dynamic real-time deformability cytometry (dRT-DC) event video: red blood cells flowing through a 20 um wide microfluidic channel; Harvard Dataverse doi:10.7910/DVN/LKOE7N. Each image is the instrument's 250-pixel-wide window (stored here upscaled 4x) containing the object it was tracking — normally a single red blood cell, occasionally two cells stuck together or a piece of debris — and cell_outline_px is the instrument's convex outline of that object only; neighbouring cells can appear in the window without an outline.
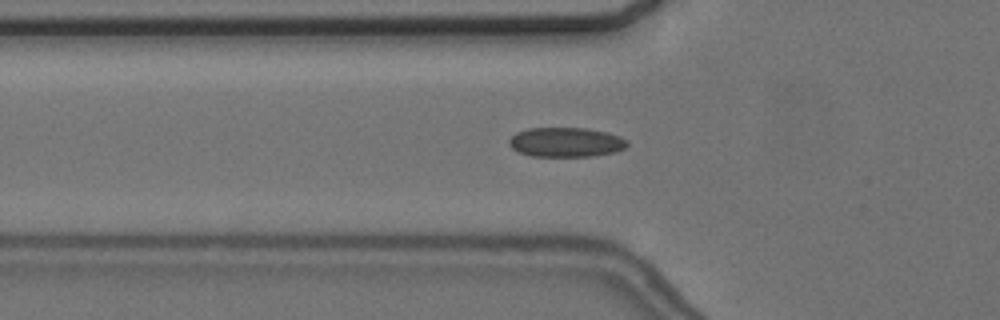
{"species": "common noctule bat (a hibernating species)", "species_latin": "Nyctalus noctula", "temperature_condition": "cold", "stored_images_in_passage": 56, "camera_frame_rate_fps": 3000, "um_per_image_px": 0.085, "animal": {"sex": "female", "body_mass_g": 24.6, "forearm_length_mm": 56.2}, "frame": {"image": 1, "passage_image": 19, "time_ms": 6.0, "image_size_px": [1000, 320], "cell_outline_px": [[628, 144], [624, 148], [616, 152], [592, 156], [532, 156], [516, 152], [508, 144], [508, 140], [516, 132], [528, 128], [588, 128], [608, 132], [620, 136], [628, 140]], "centroid_in_image_um": [48.1, 12.08], "position_along_channel_um": 77.7, "area_um2": 20.58}}
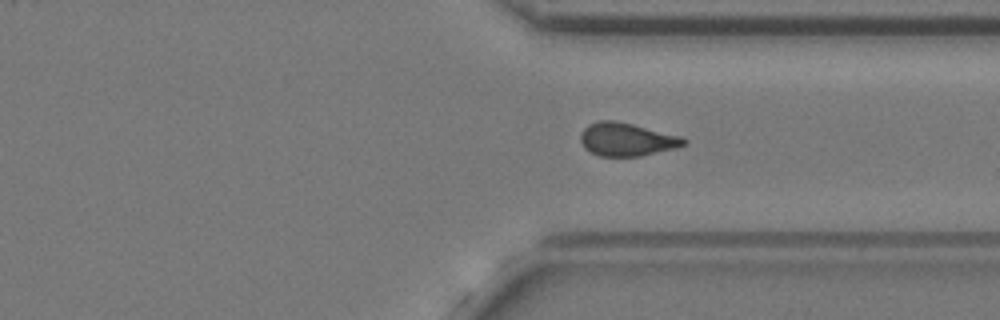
{"frame": {"image": 2, "passage_image": 42, "time_ms": 13.667, "image_size_px": [1000, 320], "cell_outline_px": [[688, 140], [684, 144], [676, 148], [640, 156], [600, 156], [584, 148], [580, 140], [580, 136], [584, 128], [588, 124], [600, 120], [616, 120], [680, 136]], "centroid_in_image_um": [53.25, 11.84], "position_along_channel_um": 358.2, "area_um2": 19.83}}
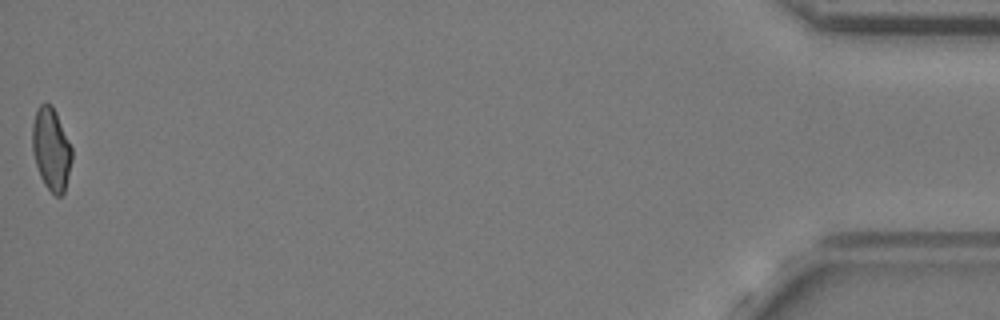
{"frame": {"image": 3, "passage_image": 56, "time_ms": 18.333, "image_size_px": [1000, 320], "cell_outline_px": [[72, 160], [64, 192], [60, 196], [56, 196], [44, 184], [40, 176], [32, 152], [32, 124], [36, 108], [40, 104], [52, 104], [56, 112], [72, 148]], "centroid_in_image_um": [4.34, 12.66], "position_along_channel_um": 430.9, "area_um2": 19.02}, "authors_computed_cell_mechanics": {"area_um2": 19.7965, "velocity_mm_per_s": 3.6493, "shape_relaxation_time_tau1_ms": null, "shape_relaxation_time_tau2_ms": 1.4508, "deformation_change_tau1": null, "deformation_change_tau2": 0.0822}}